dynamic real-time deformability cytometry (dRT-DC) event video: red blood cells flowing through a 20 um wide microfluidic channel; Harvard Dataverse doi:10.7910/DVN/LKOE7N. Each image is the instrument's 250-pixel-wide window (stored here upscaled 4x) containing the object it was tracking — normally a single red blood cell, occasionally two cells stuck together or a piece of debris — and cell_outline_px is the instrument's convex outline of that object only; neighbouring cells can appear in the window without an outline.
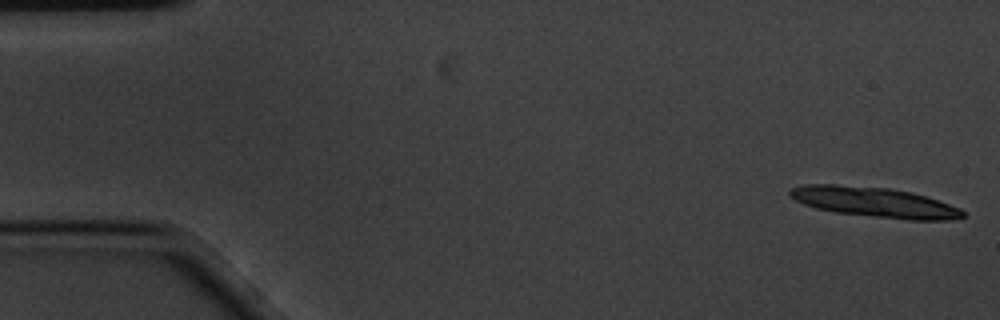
{"species": "common noctule bat (a hibernating species)", "species_latin": "Nyctalus noctula", "temperature_condition": "cold", "stored_images_in_passage": 7, "camera_frame_rate_fps": 3000, "um_per_image_px": 0.085, "animal": {"sex": "male", "body_mass_g": 20.1, "forearm_length_mm": 53.5}, "frame": {"image": 1, "passage_image": 1, "time_ms": 0.0, "image_size_px": [1000, 320], "cell_outline_px": [[964, 216], [948, 220], [908, 220], [836, 212], [816, 208], [804, 204], [788, 196], [788, 192], [792, 188], [804, 184], [836, 184], [888, 188], [912, 192], [960, 208], [964, 212]], "centroid_in_image_um": [74.29, 17.18], "position_along_channel_um": 10.7, "area_um2": 30.06}}
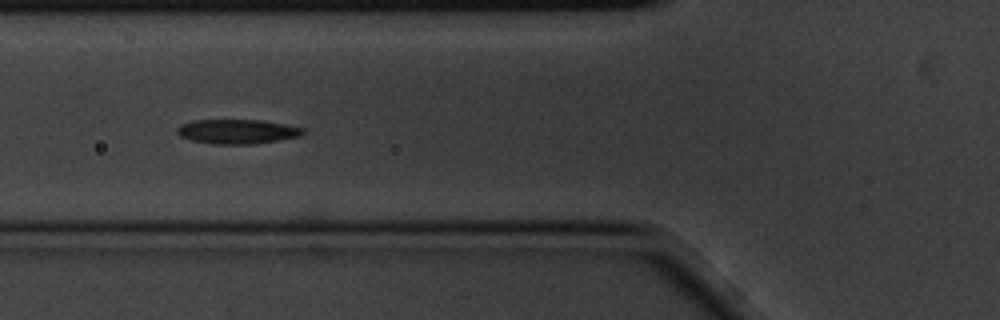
{"frame": {"image": 2, "passage_image": 6, "time_ms": 1.667, "image_size_px": [1000, 320], "cell_outline_px": [[304, 132], [300, 136], [252, 144], [212, 144], [192, 140], [180, 136], [176, 132], [176, 128], [180, 124], [192, 120], [260, 120], [284, 124], [304, 128]], "centroid_in_image_um": [20.11, 11.17], "position_along_channel_um": 105.7, "area_um2": 17.86}}
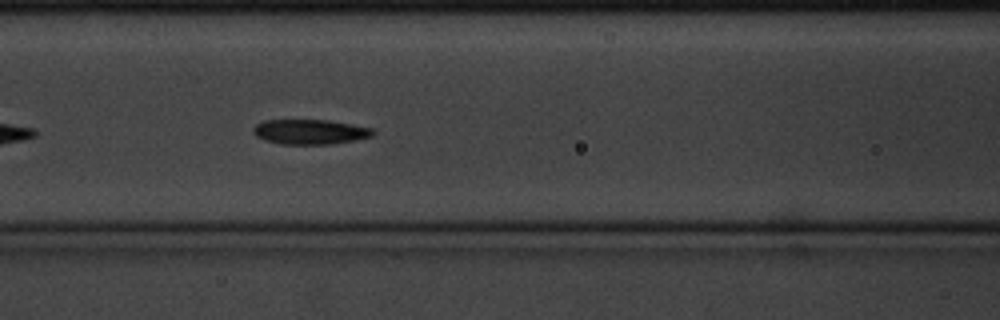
{"frame": {"image": 3, "passage_image": 7, "time_ms": 2.0, "image_size_px": [1000, 320], "cell_outline_px": [[376, 132], [372, 136], [332, 144], [280, 144], [264, 140], [256, 136], [252, 132], [252, 128], [256, 124], [264, 120], [328, 120], [352, 124], [372, 128]], "centroid_in_image_um": [26.32, 11.2], "position_along_channel_um": 140.3, "area_um2": 17.4}}